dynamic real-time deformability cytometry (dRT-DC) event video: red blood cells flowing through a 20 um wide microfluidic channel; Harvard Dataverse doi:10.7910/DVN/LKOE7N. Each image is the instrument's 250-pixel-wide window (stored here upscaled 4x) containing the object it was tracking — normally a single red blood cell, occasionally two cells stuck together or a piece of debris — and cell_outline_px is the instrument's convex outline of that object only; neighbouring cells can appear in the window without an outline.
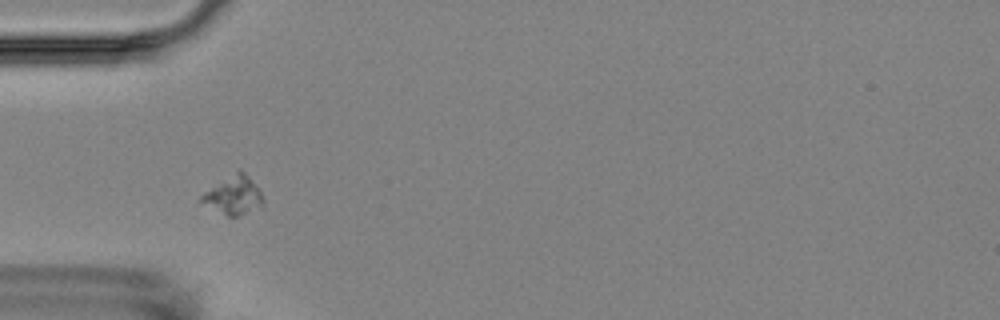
{"species": "Egyptian fruit bat (a non-hibernating species)", "species_latin": "Rousettus aegyptiacus", "temperature_condition": "room temperature", "stored_images_in_passage": 4, "camera_frame_rate_fps": 3000, "um_per_image_px": 0.085, "animal": {"sex": "female"}, "frame": {"image": 1, "passage_image": 3, "time_ms": 2.667, "image_size_px": [1000, 320], "cell_outline_px": [[264, 208], [240, 216], [228, 216], [200, 200], [200, 196], [204, 192], [240, 168], [260, 188], [264, 200]], "centroid_in_image_um": [19.96, 16.6], "position_along_channel_um": 65.0, "area_um2": 13.81}}